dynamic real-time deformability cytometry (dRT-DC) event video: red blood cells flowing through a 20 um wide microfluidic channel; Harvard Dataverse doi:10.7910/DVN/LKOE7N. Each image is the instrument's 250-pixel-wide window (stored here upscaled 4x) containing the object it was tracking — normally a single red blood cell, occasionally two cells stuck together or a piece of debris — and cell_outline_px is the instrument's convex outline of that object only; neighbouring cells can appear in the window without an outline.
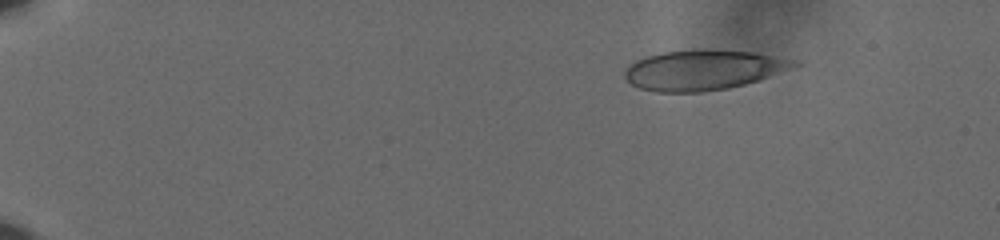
{"species": "human", "species_latin": "Homo sapiens", "temperature_condition": "cold", "stored_images_in_passage": 51, "camera_frame_rate_fps": 3000, "um_per_image_px": 0.085, "donor": {"sex": "male"}, "frame": {"image": 1, "passage_image": 1, "time_ms": 0.0, "image_size_px": [1000, 240], "cell_outline_px": [[804, 64], [760, 80], [728, 88], [704, 92], [656, 92], [640, 88], [624, 80], [624, 68], [628, 64], [644, 56], [664, 52], [692, 48], [704, 48], [756, 52], [796, 60]], "centroid_in_image_um": [59.78, 5.92], "position_along_channel_um": 25.2, "area_um2": 40.46}}
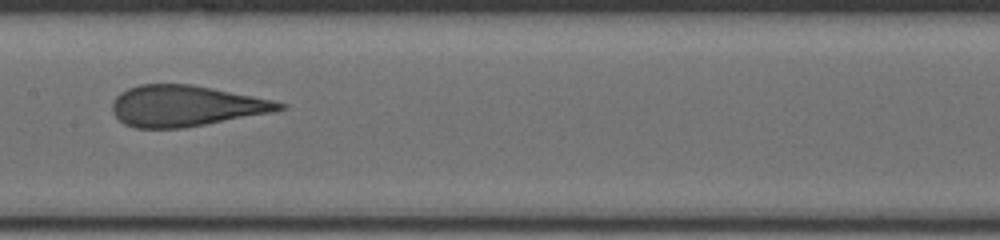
{"frame": {"image": 2, "passage_image": 25, "time_ms": 8.0, "image_size_px": [1000, 240], "cell_outline_px": [[288, 108], [276, 112], [184, 128], [136, 128], [124, 124], [112, 112], [112, 100], [120, 92], [128, 88], [140, 84], [192, 84], [272, 100], [288, 104]], "centroid_in_image_um": [15.8, 9.01], "position_along_channel_um": 191.6, "area_um2": 40.11}}
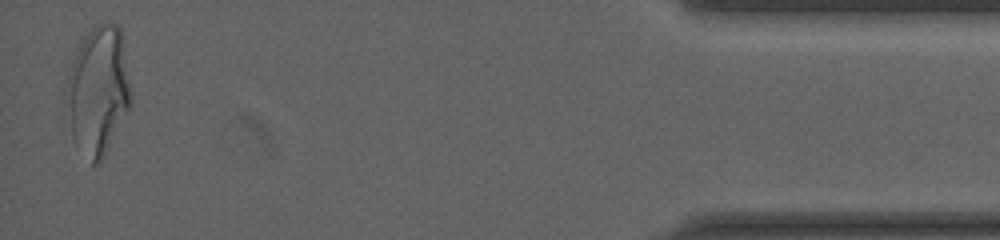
{"frame": {"image": 3, "passage_image": 50, "time_ms": 16.333, "image_size_px": [1000, 240], "cell_outline_px": [[132, 104], [104, 156], [96, 164], [92, 164], [76, 148], [72, 140], [68, 84], [68, 76], [72, 60], [80, 40], [92, 24], [116, 24], [120, 28], [132, 96]], "centroid_in_image_um": [8.36, 7.69], "position_along_channel_um": 426.8, "area_um2": 47.8}, "authors_computed_cell_mechanics": {"area_um2": 40.6334, "velocity_mm_per_s": 3.6381, "shape_relaxation_time_tau1_ms": 5.7485, "shape_relaxation_time_tau2_ms": 0.8187, "deformation_change_tau1": 0.1929, "deformation_change_tau2": 0.0735}}